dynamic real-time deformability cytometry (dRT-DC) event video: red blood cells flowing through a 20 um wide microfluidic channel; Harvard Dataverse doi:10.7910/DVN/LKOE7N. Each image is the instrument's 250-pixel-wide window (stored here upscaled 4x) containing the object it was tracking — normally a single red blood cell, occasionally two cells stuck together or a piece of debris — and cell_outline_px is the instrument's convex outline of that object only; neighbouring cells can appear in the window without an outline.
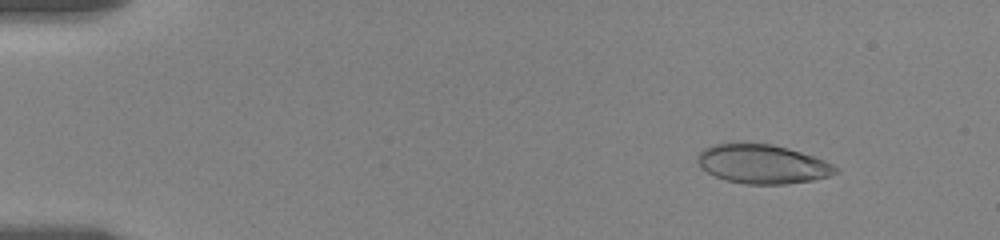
{"species": "human", "species_latin": "Homo sapiens", "temperature_condition": "room temperature", "stored_images_in_passage": 58, "camera_frame_rate_fps": 3000, "um_per_image_px": 0.085, "donor": {"sex": "female"}, "frame": {"image": 1, "passage_image": 7, "time_ms": 2.0, "image_size_px": [1000, 240], "cell_outline_px": [[840, 168], [836, 172], [828, 176], [812, 180], [784, 184], [744, 184], [724, 180], [700, 168], [696, 160], [696, 156], [704, 148], [716, 144], [772, 144], [788, 148], [824, 160]], "centroid_in_image_um": [64.78, 13.96], "position_along_channel_um": 20.2, "area_um2": 31.15}}
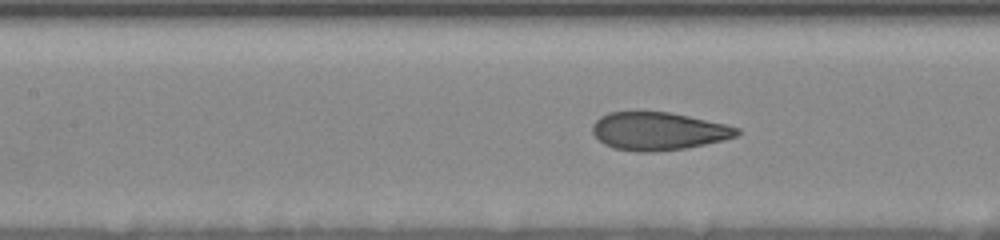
{"frame": {"image": 2, "passage_image": 27, "time_ms": 8.667, "image_size_px": [1000, 240], "cell_outline_px": [[740, 132], [736, 136], [704, 144], [684, 148], [652, 152], [640, 152], [616, 148], [604, 144], [592, 132], [592, 124], [600, 116], [608, 112], [668, 112], [688, 116], [724, 124], [740, 128]], "centroid_in_image_um": [55.92, 11.14], "position_along_channel_um": 151.5, "area_um2": 31.5}}
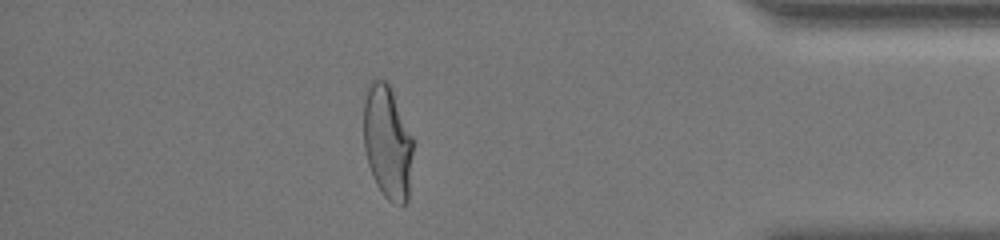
{"frame": {"image": 3, "passage_image": 51, "time_ms": 16.667, "image_size_px": [1000, 240], "cell_outline_px": [[412, 156], [408, 200], [404, 204], [396, 204], [388, 200], [384, 196], [376, 184], [372, 176], [368, 164], [364, 148], [364, 100], [372, 76], [376, 76], [384, 80], [388, 84], [392, 92], [412, 136]], "centroid_in_image_um": [32.91, 12.09], "position_along_channel_um": 402.3, "area_um2": 32.6}, "authors_computed_cell_mechanics": {"area_um2": 32.2813, "velocity_mm_per_s": 3.5313, "shape_relaxation_time_tau1_ms": 5.782, "shape_relaxation_time_tau2_ms": null, "deformation_change_tau1": 0.1957, "deformation_change_tau2": null}}